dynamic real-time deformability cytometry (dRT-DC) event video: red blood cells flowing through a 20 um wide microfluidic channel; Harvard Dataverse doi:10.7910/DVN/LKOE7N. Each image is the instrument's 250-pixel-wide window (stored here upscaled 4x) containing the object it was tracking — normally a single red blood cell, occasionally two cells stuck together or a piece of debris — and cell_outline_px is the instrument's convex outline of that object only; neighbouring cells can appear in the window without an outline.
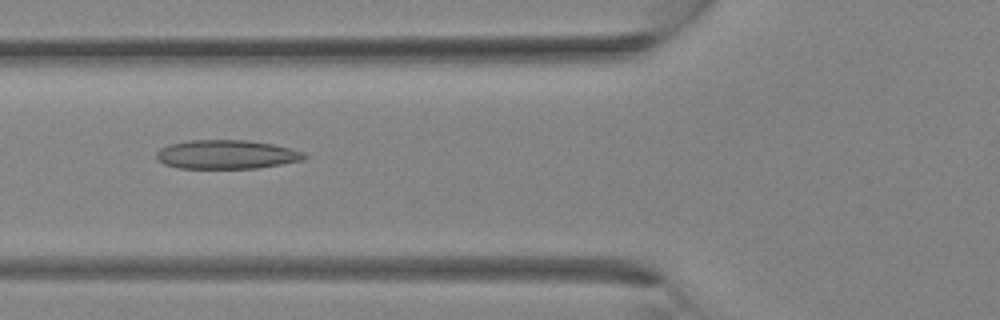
{"species": "Egyptian fruit bat (a non-hibernating species)", "species_latin": "Rousettus aegyptiacus", "temperature_condition": "room temperature", "stored_images_in_passage": 33, "camera_frame_rate_fps": 3000, "um_per_image_px": 0.085, "animal": {"sex": "female"}, "frame": {"image": 1, "passage_image": 13, "time_ms": 4.0, "image_size_px": [1000, 320], "cell_outline_px": [[308, 156], [304, 160], [260, 168], [180, 168], [164, 164], [156, 156], [156, 152], [160, 148], [168, 144], [188, 140], [248, 140], [272, 144], [304, 152]], "centroid_in_image_um": [19.26, 13.13], "position_along_channel_um": 106.5, "area_um2": 24.97}}
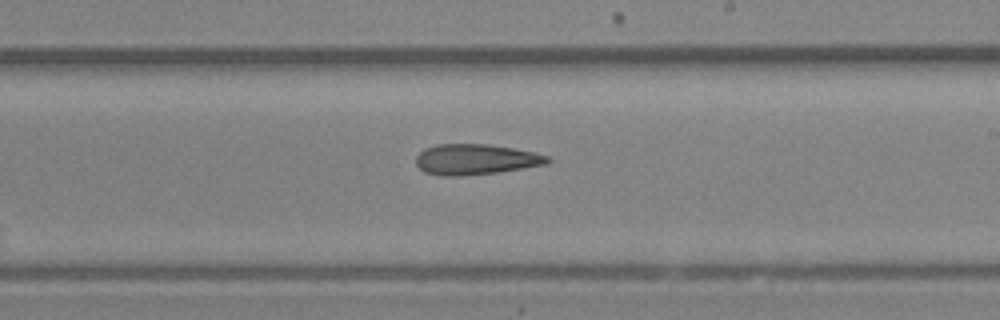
{"frame": {"image": 2, "passage_image": 20, "time_ms": 6.333, "image_size_px": [1000, 320], "cell_outline_px": [[552, 160], [548, 164], [496, 172], [460, 176], [440, 176], [424, 172], [416, 164], [416, 156], [424, 148], [436, 144], [488, 144], [536, 152], [548, 156]], "centroid_in_image_um": [40.42, 13.54], "position_along_channel_um": 248.6, "area_um2": 23.52}}
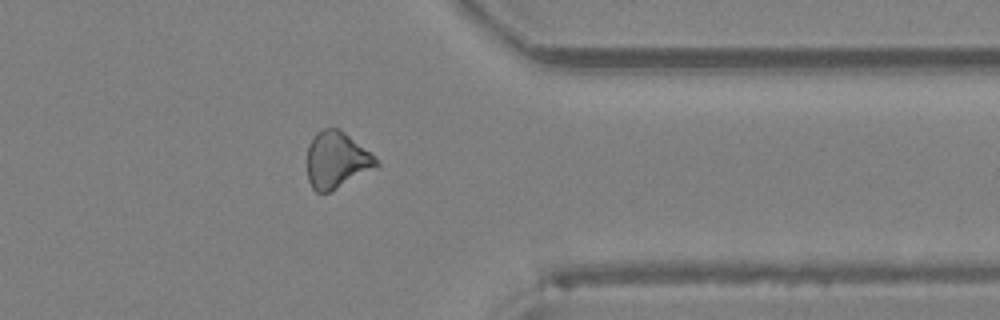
{"frame": {"image": 3, "passage_image": 27, "time_ms": 8.667, "image_size_px": [1000, 320], "cell_outline_px": [[380, 164], [376, 168], [332, 192], [316, 192], [312, 188], [308, 180], [308, 144], [316, 132], [324, 128], [336, 128], [344, 132], [376, 156]], "centroid_in_image_um": [28.63, 13.62], "position_along_channel_um": 382.8, "area_um2": 23.0}}